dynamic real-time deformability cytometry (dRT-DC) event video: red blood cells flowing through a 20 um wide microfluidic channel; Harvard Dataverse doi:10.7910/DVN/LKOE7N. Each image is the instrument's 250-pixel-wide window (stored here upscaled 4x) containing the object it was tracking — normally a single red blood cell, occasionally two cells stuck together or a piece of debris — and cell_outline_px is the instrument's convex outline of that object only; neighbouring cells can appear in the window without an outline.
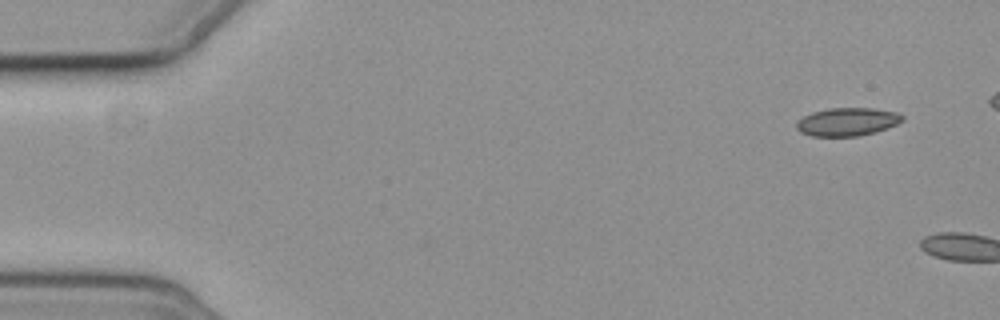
{"species": "common noctule bat (a hibernating species)", "species_latin": "Nyctalus noctula", "temperature_condition": "cold", "stored_images_in_passage": 2, "camera_frame_rate_fps": 3000, "um_per_image_px": 0.085, "animal": {"sex": "female", "body_mass_g": 19.3, "forearm_length_mm": 54.1}, "frame": {"image": 1, "passage_image": 1, "time_ms": 0.0, "image_size_px": [1000, 320], "cell_outline_px": [[904, 120], [888, 128], [876, 132], [860, 136], [812, 136], [800, 132], [796, 128], [796, 124], [804, 116], [812, 112], [828, 108], [872, 108], [896, 112], [904, 116]], "centroid_in_image_um": [72.04, 10.35], "position_along_channel_um": 13.0, "area_um2": 17.4}}